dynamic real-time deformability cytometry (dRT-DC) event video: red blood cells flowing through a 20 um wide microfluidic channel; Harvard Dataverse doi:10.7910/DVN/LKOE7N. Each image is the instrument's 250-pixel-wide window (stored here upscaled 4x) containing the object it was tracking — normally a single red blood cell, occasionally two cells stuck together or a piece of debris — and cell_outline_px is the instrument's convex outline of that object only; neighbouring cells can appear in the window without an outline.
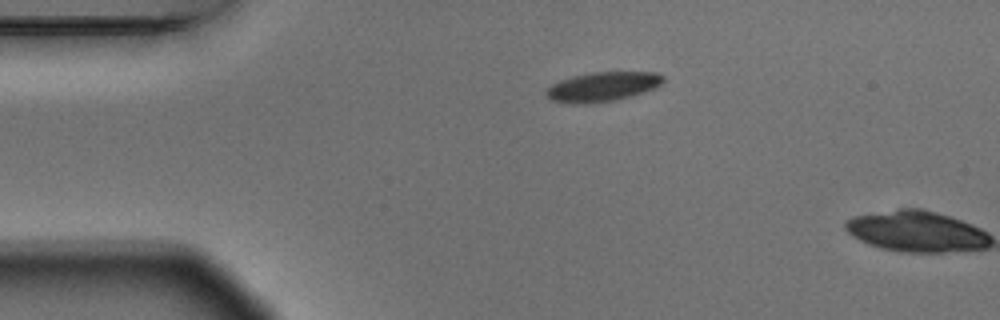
{"species": "Egyptian fruit bat (a non-hibernating species)", "species_latin": "Rousettus aegyptiacus", "temperature_condition": "warm", "stored_images_in_passage": 2, "camera_frame_rate_fps": 3000, "um_per_image_px": 0.085, "animal": {"sex": "male"}, "frame": {"image": 1, "passage_image": 1, "time_ms": 0.0, "image_size_px": [1000, 320], "cell_outline_px": [[664, 80], [656, 88], [616, 100], [584, 104], [572, 104], [552, 100], [544, 92], [552, 84], [560, 80], [592, 72], [656, 72], [664, 76]], "centroid_in_image_um": [51.23, 7.37], "position_along_channel_um": 33.8, "area_um2": 19.94}}